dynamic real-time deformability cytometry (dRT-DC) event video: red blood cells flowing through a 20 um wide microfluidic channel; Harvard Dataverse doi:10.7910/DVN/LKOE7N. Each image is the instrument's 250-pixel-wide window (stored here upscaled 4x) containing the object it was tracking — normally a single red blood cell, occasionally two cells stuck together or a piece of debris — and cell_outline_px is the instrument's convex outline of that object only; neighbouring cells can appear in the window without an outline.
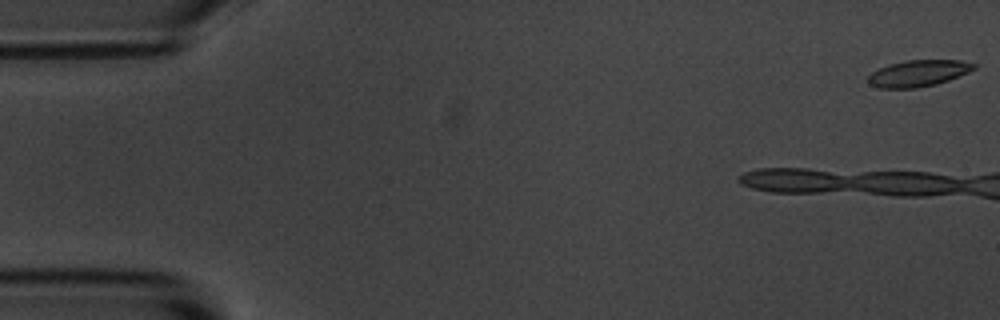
{"species": "common noctule bat (a hibernating species)", "species_latin": "Nyctalus noctula", "temperature_condition": "room temperature", "stored_images_in_passage": 4, "camera_frame_rate_fps": 3000, "um_per_image_px": 0.085, "animal": {"sex": "male", "body_mass_g": 20.1, "forearm_length_mm": 53.5}, "frame": {"image": 1, "passage_image": 1, "time_ms": 0.0, "image_size_px": [1000, 320], "cell_outline_px": [[976, 68], [968, 72], [948, 80], [936, 84], [916, 88], [880, 88], [868, 84], [868, 76], [872, 72], [888, 64], [908, 60], [960, 60], [976, 64]], "centroid_in_image_um": [78.04, 6.23], "position_along_channel_um": 7.0, "area_um2": 16.24}}